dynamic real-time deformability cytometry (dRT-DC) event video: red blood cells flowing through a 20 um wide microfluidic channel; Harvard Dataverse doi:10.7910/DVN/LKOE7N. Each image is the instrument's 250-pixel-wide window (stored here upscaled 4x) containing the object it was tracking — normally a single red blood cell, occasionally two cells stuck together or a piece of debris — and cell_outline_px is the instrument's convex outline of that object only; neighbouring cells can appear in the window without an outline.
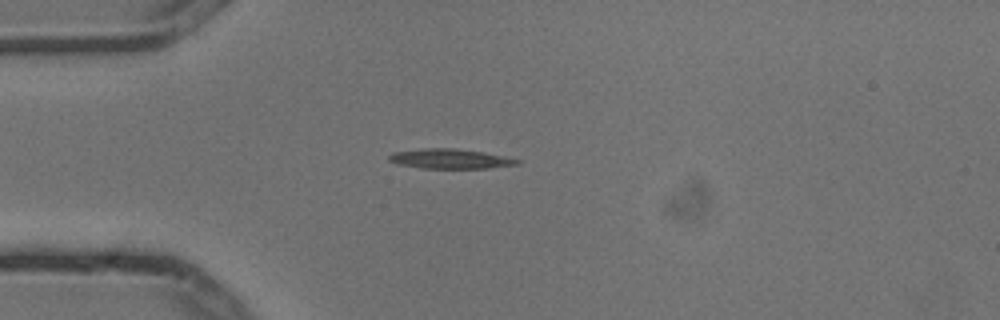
{"species": "common noctule bat (a hibernating species)", "species_latin": "Nyctalus noctula", "temperature_condition": "cold", "stored_images_in_passage": 4, "camera_frame_rate_fps": 3000, "um_per_image_px": 0.085, "animal": {"sex": "male", "body_mass_g": 13.3}, "frame": {"image": 1, "passage_image": 3, "time_ms": 0.667, "image_size_px": [1000, 320], "cell_outline_px": [[520, 164], [488, 168], [420, 168], [396, 164], [388, 160], [388, 156], [396, 152], [424, 148], [452, 148], [480, 152], [520, 160]], "centroid_in_image_um": [38.2, 13.51], "position_along_channel_um": 46.8, "area_um2": 14.45}}